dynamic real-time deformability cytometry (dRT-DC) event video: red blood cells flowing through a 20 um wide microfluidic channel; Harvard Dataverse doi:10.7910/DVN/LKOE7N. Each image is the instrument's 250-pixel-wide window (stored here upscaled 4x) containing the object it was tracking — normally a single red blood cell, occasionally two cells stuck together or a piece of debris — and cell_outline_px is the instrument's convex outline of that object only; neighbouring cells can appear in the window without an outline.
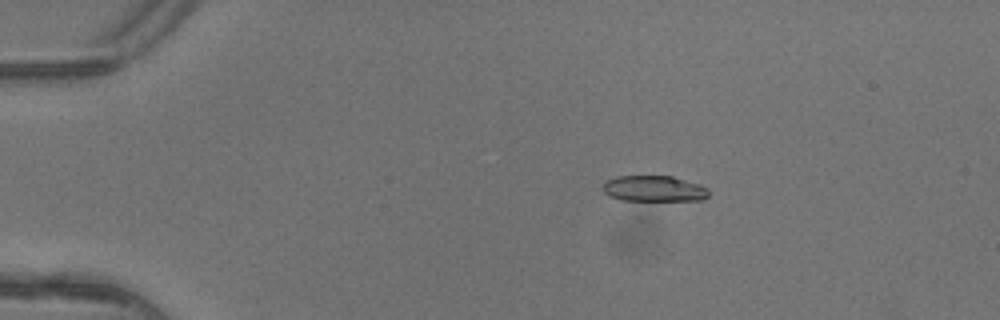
{"species": "common noctule bat (a hibernating species)", "species_latin": "Nyctalus noctula", "temperature_condition": "warm", "stored_images_in_passage": 3, "camera_frame_rate_fps": 3000, "um_per_image_px": 0.085, "animal": {"sex": "female"}, "frame": {"image": 1, "passage_image": 2, "time_ms": 0.333, "image_size_px": [1000, 320], "cell_outline_px": [[708, 196], [704, 200], [624, 200], [612, 196], [604, 192], [604, 184], [608, 180], [616, 176], [672, 176], [700, 184], [708, 188]], "centroid_in_image_um": [55.65, 16.03], "position_along_channel_um": 29.4, "area_um2": 15.78}}